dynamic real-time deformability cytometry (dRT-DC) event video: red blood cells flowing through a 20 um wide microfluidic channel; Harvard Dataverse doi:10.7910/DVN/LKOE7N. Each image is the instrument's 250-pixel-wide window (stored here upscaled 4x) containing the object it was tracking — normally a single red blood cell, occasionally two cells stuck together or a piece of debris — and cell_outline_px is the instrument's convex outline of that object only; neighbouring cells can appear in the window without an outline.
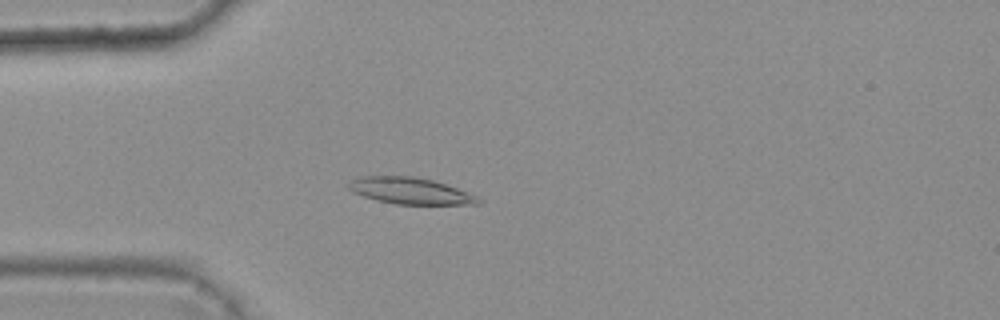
{"species": "common noctule bat (a hibernating species)", "species_latin": "Nyctalus noctula", "temperature_condition": "warm", "stored_images_in_passage": 5, "camera_frame_rate_fps": 3000, "um_per_image_px": 0.085, "animal": {"sex": "female", "body_mass_g": 25.1}, "frame": {"image": 1, "passage_image": 4, "time_ms": 1.0, "image_size_px": [1000, 320], "cell_outline_px": [[484, 200], [480, 204], [396, 204], [376, 200], [352, 192], [348, 188], [348, 184], [352, 180], [360, 176], [412, 176], [432, 180], [456, 188], [476, 196]], "centroid_in_image_um": [34.86, 16.22], "position_along_channel_um": 50.1, "area_um2": 19.83}}